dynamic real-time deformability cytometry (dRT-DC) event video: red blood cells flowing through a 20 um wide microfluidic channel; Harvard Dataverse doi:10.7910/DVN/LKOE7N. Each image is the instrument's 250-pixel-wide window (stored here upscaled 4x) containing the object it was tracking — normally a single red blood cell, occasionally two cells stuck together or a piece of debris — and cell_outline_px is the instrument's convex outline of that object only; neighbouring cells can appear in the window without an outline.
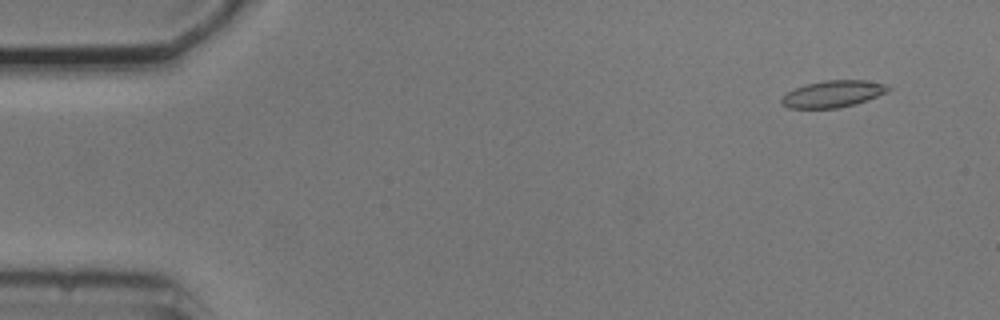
{"species": "common noctule bat (a hibernating species)", "species_latin": "Nyctalus noctula", "temperature_condition": "cold", "stored_images_in_passage": 52, "camera_frame_rate_fps": 3000, "um_per_image_px": 0.085, "animal": {"sex": "male", "body_mass_g": 20.5, "forearm_length_mm": 52.5}, "frame": {"image": 1, "passage_image": 2, "time_ms": 0.333, "image_size_px": [1000, 320], "cell_outline_px": [[892, 88], [868, 100], [856, 104], [840, 108], [788, 108], [780, 104], [780, 100], [788, 92], [796, 88], [808, 84], [824, 80], [864, 80], [884, 84]], "centroid_in_image_um": [70.78, 7.99], "position_along_channel_um": 14.2, "area_um2": 16.47}}
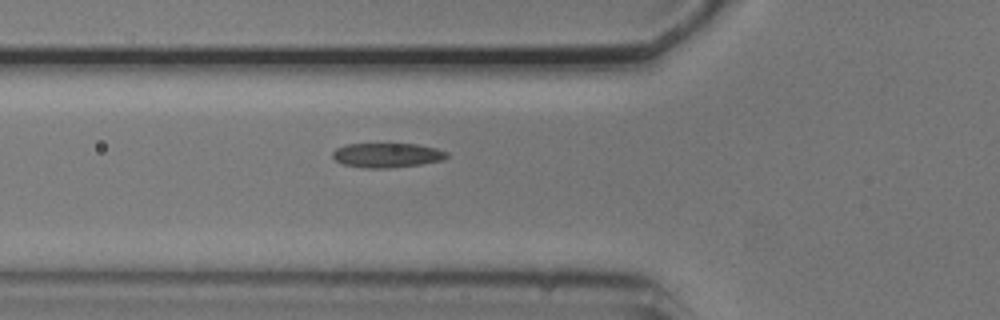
{"frame": {"image": 2, "passage_image": 17, "time_ms": 5.333, "image_size_px": [1000, 320], "cell_outline_px": [[448, 156], [444, 160], [420, 164], [392, 168], [364, 168], [344, 164], [336, 160], [332, 156], [332, 152], [336, 148], [344, 144], [416, 144], [436, 148], [448, 152]], "centroid_in_image_um": [32.9, 13.19], "position_along_channel_um": 92.9, "area_um2": 16.36}}
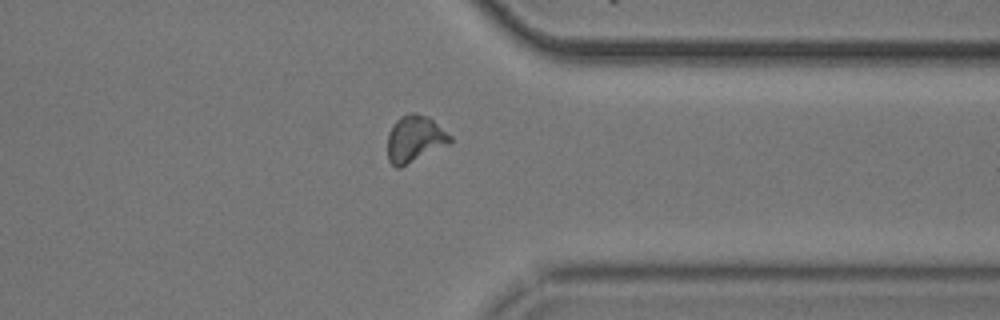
{"frame": {"image": 3, "passage_image": 40, "time_ms": 13.0, "image_size_px": [1000, 320], "cell_outline_px": [[452, 140], [448, 144], [400, 168], [396, 168], [388, 160], [388, 132], [392, 124], [400, 116], [412, 112], [416, 112], [428, 116], [452, 136]], "centroid_in_image_um": [35.23, 11.79], "position_along_channel_um": 376.2, "area_um2": 17.05}, "authors_computed_cell_mechanics": {"area_um2": 16.4152, "velocity_mm_per_s": 3.75, "shape_relaxation_time_tau1_ms": 2.6849, "shape_relaxation_time_tau2_ms": 2.9153, "deformation_change_tau1": 0.0925, "deformation_change_tau2": 0.0677}}